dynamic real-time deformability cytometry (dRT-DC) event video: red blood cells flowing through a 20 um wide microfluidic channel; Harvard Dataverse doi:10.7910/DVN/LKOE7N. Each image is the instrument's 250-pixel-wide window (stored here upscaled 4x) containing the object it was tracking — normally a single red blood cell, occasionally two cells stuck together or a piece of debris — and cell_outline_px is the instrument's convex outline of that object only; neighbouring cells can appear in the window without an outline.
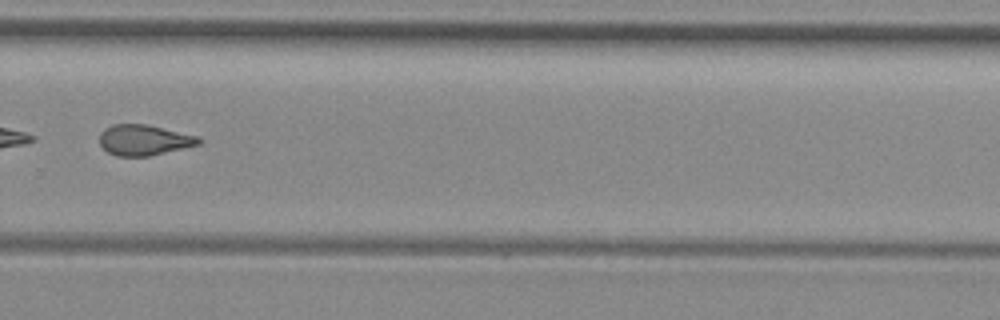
{"species": "common noctule bat (a hibernating species)", "species_latin": "Nyctalus noctula", "temperature_condition": "room temperature", "stored_images_in_passage": 36, "camera_frame_rate_fps": 3000, "um_per_image_px": 0.085, "animal": {"sex": "female", "body_mass_g": 29.2, "forearm_length_mm": 56.3}, "frame": {"image": 1, "passage_image": 21, "time_ms": 6.667, "image_size_px": [1000, 320], "cell_outline_px": [[204, 140], [200, 144], [148, 156], [116, 156], [108, 152], [100, 144], [100, 132], [104, 128], [112, 124], [148, 124], [200, 136]], "centroid_in_image_um": [12.27, 11.88], "position_along_channel_um": 317.5, "area_um2": 17.86}, "authors_computed_cell_mechanics": {"area_um2": 18.1492, "velocity_mm_per_s": 4.0428, "shape_relaxation_time_tau1_ms": null, "shape_relaxation_time_tau2_ms": 2.9654, "deformation_change_tau1": null, "deformation_change_tau2": 0.1024}}